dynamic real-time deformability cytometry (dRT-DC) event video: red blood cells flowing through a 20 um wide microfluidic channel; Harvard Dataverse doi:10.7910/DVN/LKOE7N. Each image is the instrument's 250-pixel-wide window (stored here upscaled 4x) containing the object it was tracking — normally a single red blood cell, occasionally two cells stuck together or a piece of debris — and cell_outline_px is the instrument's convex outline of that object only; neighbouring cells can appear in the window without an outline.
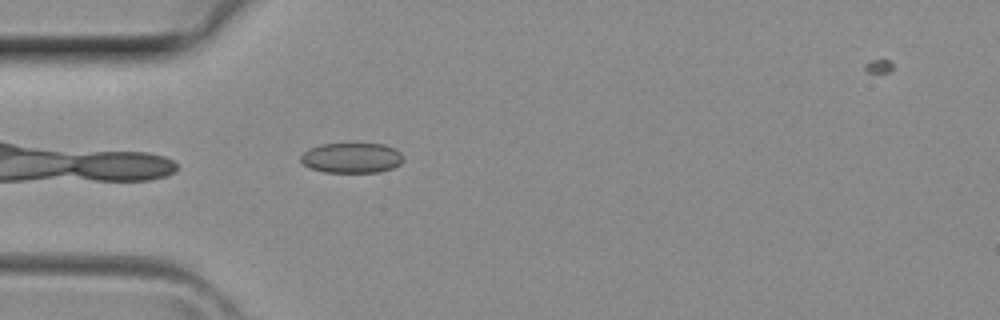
{"species": "common noctule bat (a hibernating species)", "species_latin": "Nyctalus noctula", "temperature_condition": "room temperature", "stored_images_in_passage": 2, "camera_frame_rate_fps": 3000, "um_per_image_px": 0.085, "animal": {"sex": "female", "body_mass_g": 29.2, "forearm_length_mm": 56.3}, "frame": {"image": 1, "passage_image": 1, "time_ms": 0.0, "image_size_px": [1000, 320], "cell_outline_px": [[404, 160], [400, 164], [392, 168], [380, 172], [324, 172], [312, 168], [304, 164], [300, 160], [300, 156], [308, 148], [320, 144], [384, 144], [396, 148], [404, 156]], "centroid_in_image_um": [29.92, 13.41], "position_along_channel_um": 55.1, "area_um2": 18.15}}